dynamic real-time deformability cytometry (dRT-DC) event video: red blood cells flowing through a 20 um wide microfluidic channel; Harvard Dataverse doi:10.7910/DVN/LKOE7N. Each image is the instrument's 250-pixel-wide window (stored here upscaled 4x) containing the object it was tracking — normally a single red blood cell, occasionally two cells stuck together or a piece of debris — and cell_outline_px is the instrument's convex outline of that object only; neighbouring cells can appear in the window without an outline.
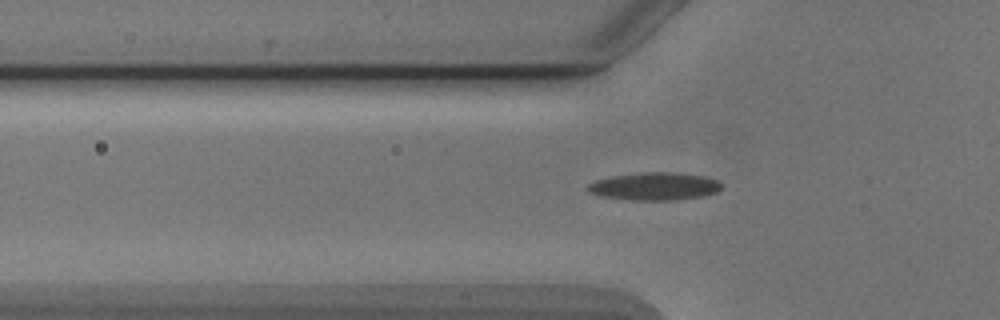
{"species": "Egyptian fruit bat (a non-hibernating species)", "species_latin": "Rousettus aegyptiacus", "temperature_condition": "cold", "stored_images_in_passage": 39, "camera_frame_rate_fps": 3000, "um_per_image_px": 0.085, "animal": {"sex": "male"}, "frame": {"image": 1, "passage_image": 9, "time_ms": 2.667, "image_size_px": [1000, 320], "cell_outline_px": [[720, 188], [716, 192], [704, 196], [676, 200], [632, 200], [600, 196], [588, 192], [584, 188], [588, 184], [596, 180], [612, 176], [640, 172], [672, 172], [704, 176], [716, 180], [720, 184]], "centroid_in_image_um": [55.58, 15.84], "position_along_channel_um": 70.2, "area_um2": 21.68}}
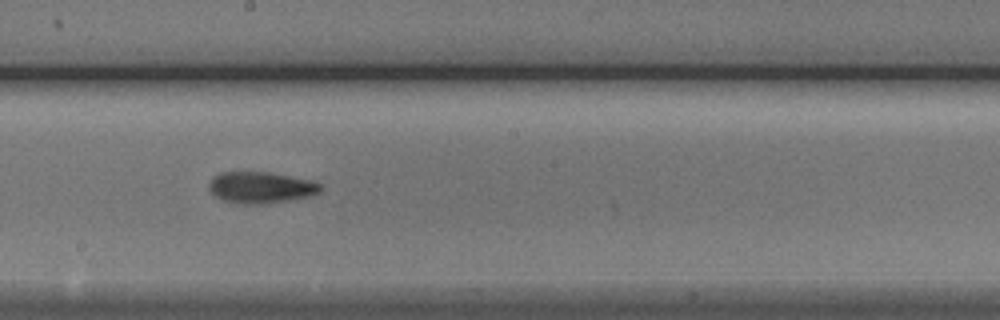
{"frame": {"image": 2, "passage_image": 21, "time_ms": 6.667, "image_size_px": [1000, 320], "cell_outline_px": [[324, 188], [320, 192], [312, 196], [264, 204], [236, 204], [220, 200], [208, 188], [208, 184], [212, 176], [220, 172], [268, 172], [308, 180], [320, 184]], "centroid_in_image_um": [22.13, 15.95], "position_along_channel_um": 226.1, "area_um2": 20.58}}
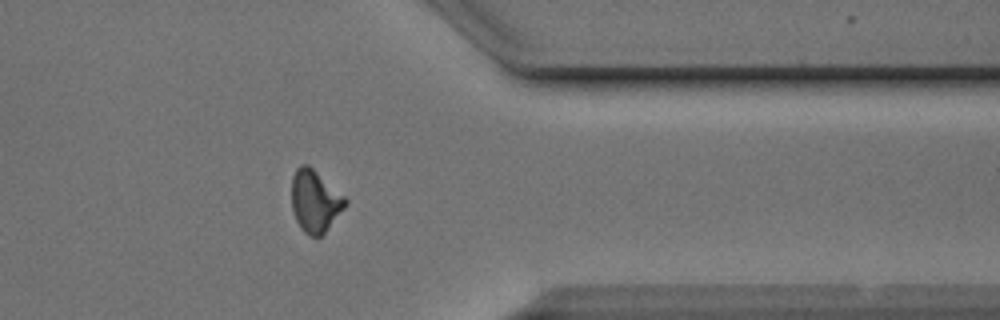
{"frame": {"image": 3, "passage_image": 34, "time_ms": 11.0, "image_size_px": [1000, 320], "cell_outline_px": [[348, 204], [324, 232], [320, 236], [308, 236], [300, 228], [296, 220], [292, 208], [292, 176], [296, 168], [300, 164], [308, 164], [344, 196], [348, 200]], "centroid_in_image_um": [26.76, 17.08], "position_along_channel_um": 384.6, "area_um2": 19.31}, "authors_computed_cell_mechanics": {"area_um2": 19.4786, "velocity_mm_per_s": 3.8937, "shape_relaxation_time_tau1_ms": 3.5282, "shape_relaxation_time_tau2_ms": 3.0984, "deformation_change_tau1": 0.1541, "deformation_change_tau2": 0.1078}}